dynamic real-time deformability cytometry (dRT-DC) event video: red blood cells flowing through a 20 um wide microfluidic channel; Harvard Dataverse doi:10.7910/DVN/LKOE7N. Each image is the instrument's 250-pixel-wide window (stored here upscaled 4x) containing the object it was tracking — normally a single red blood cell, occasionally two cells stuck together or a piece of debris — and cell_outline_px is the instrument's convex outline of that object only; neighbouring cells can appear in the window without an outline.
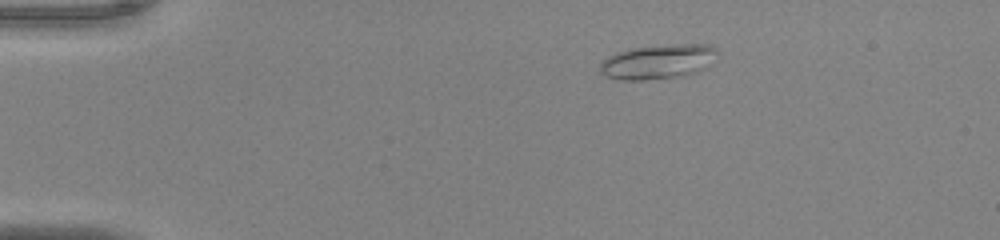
{"species": "common noctule bat (a hibernating species)", "species_latin": "Nyctalus noctula", "temperature_condition": "warm", "stored_images_in_passage": 43, "camera_frame_rate_fps": 3000, "um_per_image_px": 0.085, "animal": {"sex": "male", "body_mass_g": 20.0, "forearm_length_mm": 53.3}, "frame": {"image": 1, "passage_image": 1, "time_ms": 0.0, "image_size_px": [1000, 240], "cell_outline_px": [[720, 56], [704, 68], [696, 72], [676, 76], [644, 80], [624, 80], [608, 76], [600, 72], [600, 64], [608, 56], [616, 52], [628, 48], [680, 44], [708, 44], [716, 48], [720, 52]], "centroid_in_image_um": [55.98, 5.22], "position_along_channel_um": 29.0, "area_um2": 23.58}}
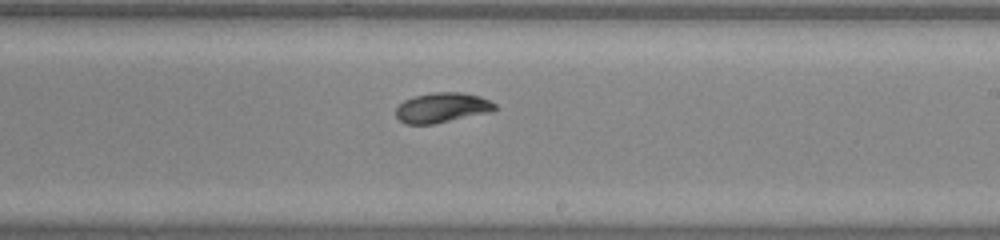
{"frame": {"image": 2, "passage_image": 23, "time_ms": 7.333, "image_size_px": [1000, 240], "cell_outline_px": [[496, 108], [492, 112], [432, 124], [404, 124], [396, 116], [396, 108], [404, 100], [416, 96], [432, 92], [460, 92], [480, 96], [496, 104]], "centroid_in_image_um": [37.58, 9.15], "position_along_channel_um": 251.4, "area_um2": 17.22}}
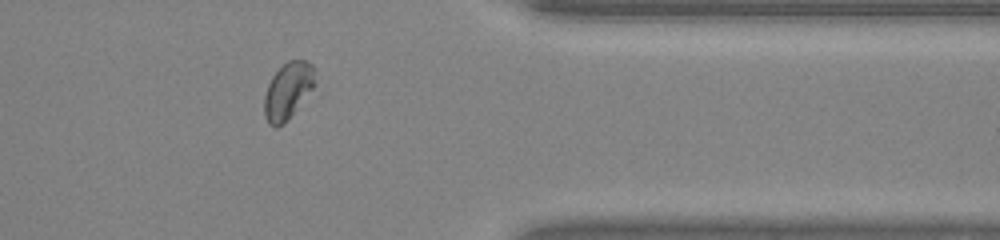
{"frame": {"image": 3, "passage_image": 34, "time_ms": 11.0, "image_size_px": [1000, 240], "cell_outline_px": [[316, 68], [312, 88], [284, 124], [276, 128], [272, 128], [268, 124], [264, 116], [264, 96], [268, 84], [272, 76], [288, 60], [304, 60], [312, 64]], "centroid_in_image_um": [24.44, 7.73], "position_along_channel_um": 387.0, "area_um2": 16.59}, "authors_computed_cell_mechanics": {"area_um2": 17.3978, "velocity_mm_per_s": 4.0115, "shape_relaxation_time_tau1_ms": 3.6802, "shape_relaxation_time_tau2_ms": 5.7979, "deformation_change_tau1": 0.1544, "deformation_change_tau2": 0.0887}}